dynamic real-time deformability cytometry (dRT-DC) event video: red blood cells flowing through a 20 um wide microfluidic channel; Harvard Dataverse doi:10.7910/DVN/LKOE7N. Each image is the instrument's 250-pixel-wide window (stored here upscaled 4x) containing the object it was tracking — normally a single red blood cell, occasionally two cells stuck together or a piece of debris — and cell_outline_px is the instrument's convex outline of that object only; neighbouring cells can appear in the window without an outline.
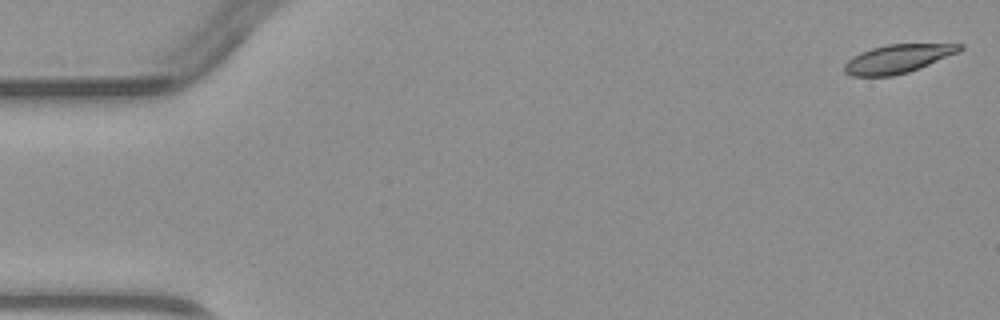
{"species": "common noctule bat (a hibernating species)", "species_latin": "Nyctalus noctula", "temperature_condition": "warm", "stored_images_in_passage": 4, "camera_frame_rate_fps": 3000, "um_per_image_px": 0.085, "animal": {"sex": "male", "body_mass_g": 23.1, "forearm_length_mm": 52.7}, "frame": {"image": 1, "passage_image": 1, "time_ms": 0.0, "image_size_px": [1000, 320], "cell_outline_px": [[964, 48], [960, 52], [920, 68], [908, 72], [892, 76], [852, 76], [844, 72], [844, 64], [852, 56], [860, 52], [872, 48], [888, 44], [964, 44]], "centroid_in_image_um": [76.32, 4.99], "position_along_channel_um": 8.7, "area_um2": 19.25}}
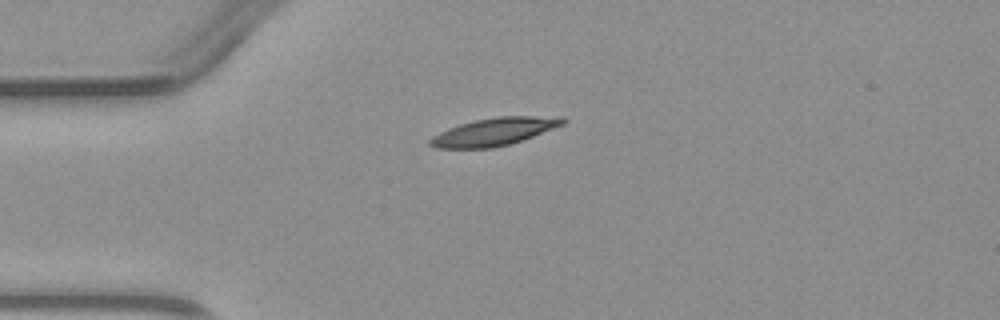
{"frame": {"image": 2, "passage_image": 4, "time_ms": 3.667, "image_size_px": [1000, 320], "cell_outline_px": [[568, 120], [564, 124], [532, 136], [508, 144], [492, 148], [436, 148], [428, 144], [428, 140], [432, 136], [448, 128], [472, 120], [496, 116], [564, 116]], "centroid_in_image_um": [42.0, 11.17], "position_along_channel_um": 43.0, "area_um2": 21.44}}